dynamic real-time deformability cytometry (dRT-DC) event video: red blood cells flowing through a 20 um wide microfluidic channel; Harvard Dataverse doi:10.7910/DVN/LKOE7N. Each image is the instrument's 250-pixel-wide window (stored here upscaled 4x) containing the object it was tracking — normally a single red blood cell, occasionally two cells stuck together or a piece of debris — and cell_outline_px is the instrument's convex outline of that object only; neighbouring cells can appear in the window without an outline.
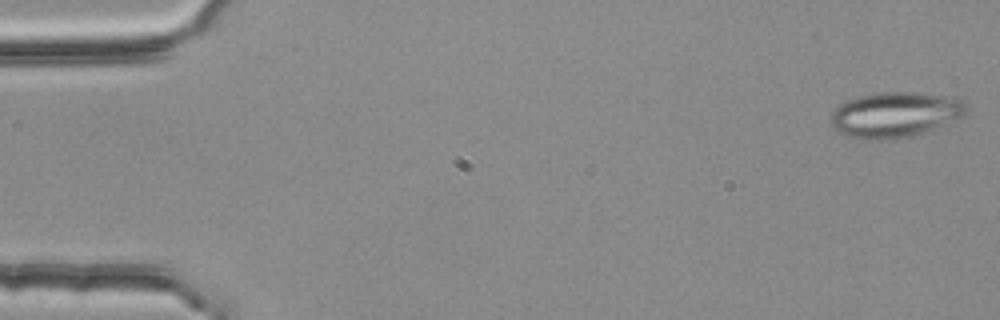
{"species": "common noctule bat (a hibernating species)", "species_latin": "Nyctalus noctula", "temperature_condition": "room temperature", "stored_images_in_passage": 4, "camera_frame_rate_fps": 3000, "um_per_image_px": 0.085, "animal": {"sex": "female", "body_mass_g": 25.1}, "frame": {"image": 1, "passage_image": 1, "time_ms": 0.0, "image_size_px": [1000, 320], "cell_outline_px": [[968, 112], [960, 116], [920, 132], [908, 136], [888, 140], [864, 140], [848, 136], [840, 132], [832, 124], [832, 112], [840, 104], [848, 100], [860, 96], [884, 92], [916, 92], [944, 96], [964, 100], [968, 104]], "centroid_in_image_um": [76.06, 9.73], "position_along_channel_um": 8.9, "area_um2": 35.03}}